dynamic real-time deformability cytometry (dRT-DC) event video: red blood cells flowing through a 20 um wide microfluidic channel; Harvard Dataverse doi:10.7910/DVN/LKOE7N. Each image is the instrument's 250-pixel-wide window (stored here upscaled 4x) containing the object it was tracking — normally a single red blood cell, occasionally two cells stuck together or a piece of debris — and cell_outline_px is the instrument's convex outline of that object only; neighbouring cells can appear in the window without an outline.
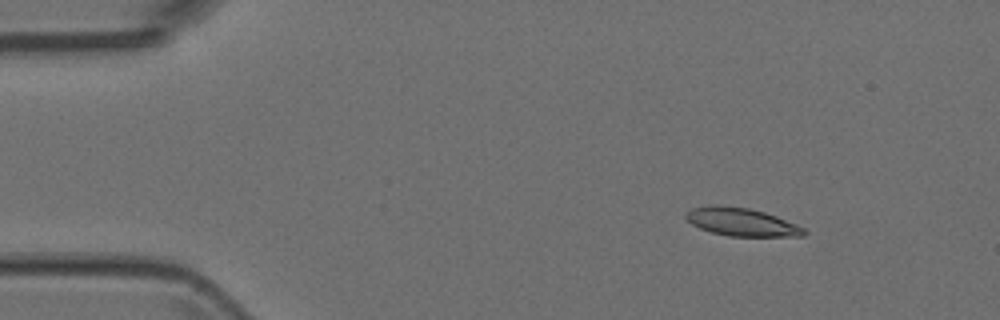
{"species": "Egyptian fruit bat (a non-hibernating species)", "species_latin": "Rousettus aegyptiacus", "temperature_condition": "room temperature", "stored_images_in_passage": 3, "camera_frame_rate_fps": 3000, "um_per_image_px": 0.085, "animal": {"sex": "female"}, "frame": {"image": 1, "passage_image": 1, "time_ms": 0.0, "image_size_px": [1000, 320], "cell_outline_px": [[808, 232], [804, 236], [728, 236], [712, 232], [700, 228], [692, 224], [684, 216], [684, 212], [692, 208], [712, 204], [716, 204], [748, 208], [764, 212], [776, 216], [796, 224], [804, 228]], "centroid_in_image_um": [63.01, 18.86], "position_along_channel_um": 22.0, "area_um2": 19.36}}